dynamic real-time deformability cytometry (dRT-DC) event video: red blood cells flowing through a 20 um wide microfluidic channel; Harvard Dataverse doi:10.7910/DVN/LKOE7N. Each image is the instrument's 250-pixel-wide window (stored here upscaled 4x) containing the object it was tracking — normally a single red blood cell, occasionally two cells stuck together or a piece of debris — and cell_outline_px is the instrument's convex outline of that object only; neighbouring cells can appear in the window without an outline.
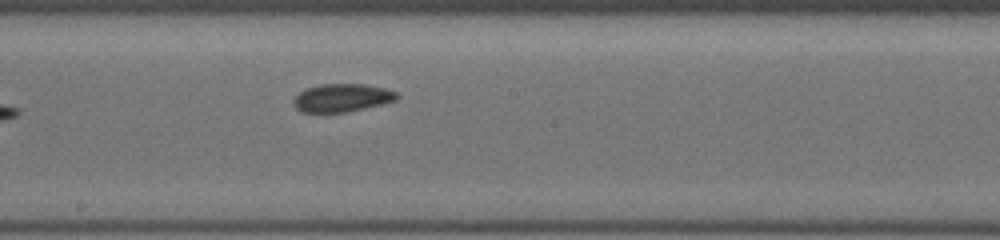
{"species": "common noctule bat (a hibernating species)", "species_latin": "Nyctalus noctula", "temperature_condition": "cold", "stored_images_in_passage": 6, "camera_frame_rate_fps": 3000, "um_per_image_px": 0.085, "animal": {"sex": "female", "body_mass_g": 19.5, "forearm_length_mm": 54.1}, "frame": {"image": 1, "passage_image": 6, "time_ms": 4.333, "image_size_px": [1000, 240], "cell_outline_px": [[400, 96], [396, 100], [380, 104], [344, 112], [304, 112], [296, 108], [292, 100], [304, 88], [320, 84], [364, 84], [384, 88], [396, 92]], "centroid_in_image_um": [29.04, 8.3], "position_along_channel_um": 219.2, "area_um2": 16.7}}